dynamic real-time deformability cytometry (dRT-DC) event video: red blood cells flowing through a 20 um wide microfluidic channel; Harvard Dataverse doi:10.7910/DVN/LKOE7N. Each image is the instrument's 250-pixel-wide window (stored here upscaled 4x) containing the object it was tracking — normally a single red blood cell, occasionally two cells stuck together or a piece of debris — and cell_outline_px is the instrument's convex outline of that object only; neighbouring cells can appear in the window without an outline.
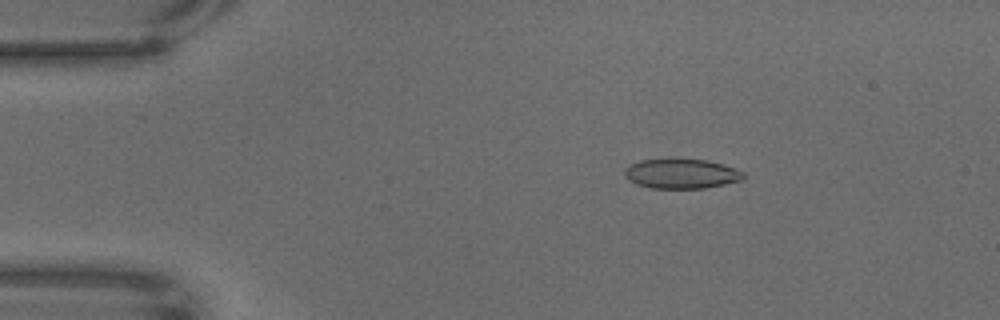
{"species": "common noctule bat (a hibernating species)", "species_latin": "Nyctalus noctula", "temperature_condition": "warm", "stored_images_in_passage": 67, "camera_frame_rate_fps": 3000, "um_per_image_px": 0.085, "animal": {"sex": "male", "body_mass_g": 18.8}, "frame": {"image": 1, "passage_image": 11, "time_ms": 3.333, "image_size_px": [1000, 320], "cell_outline_px": [[744, 176], [740, 180], [724, 184], [704, 188], [652, 188], [636, 184], [628, 180], [624, 176], [624, 168], [640, 160], [672, 156], [676, 156], [708, 160], [744, 172]], "centroid_in_image_um": [57.84, 14.72], "position_along_channel_um": 27.2, "area_um2": 21.15}}
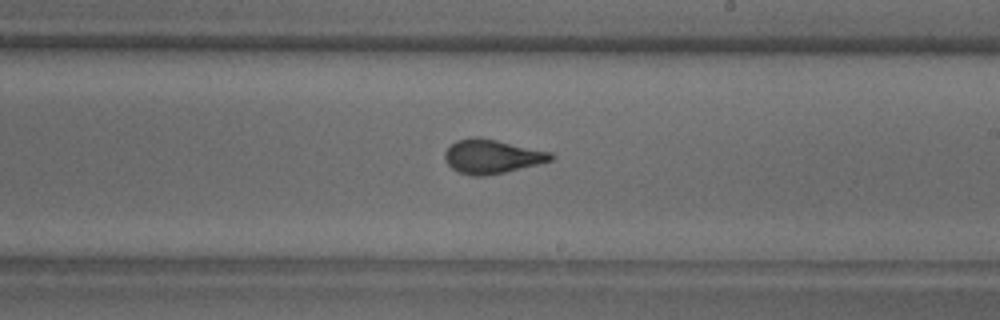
{"frame": {"image": 2, "passage_image": 39, "time_ms": 12.667, "image_size_px": [1000, 320], "cell_outline_px": [[556, 156], [552, 160], [504, 172], [484, 176], [472, 176], [456, 172], [444, 160], [444, 152], [456, 140], [472, 136], [480, 136], [552, 152]], "centroid_in_image_um": [41.78, 13.28], "position_along_channel_um": 247.2, "area_um2": 21.21}}
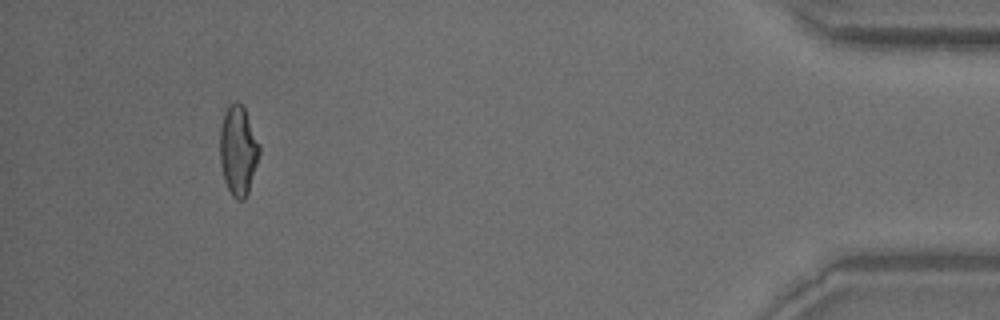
{"frame": {"image": 3, "passage_image": 62, "time_ms": 20.333, "image_size_px": [1000, 320], "cell_outline_px": [[260, 152], [248, 192], [244, 200], [236, 200], [232, 196], [224, 180], [220, 164], [220, 128], [228, 104], [236, 100], [244, 108], [260, 144]], "centroid_in_image_um": [20.24, 12.79], "position_along_channel_um": 415.0, "area_um2": 20.52}}